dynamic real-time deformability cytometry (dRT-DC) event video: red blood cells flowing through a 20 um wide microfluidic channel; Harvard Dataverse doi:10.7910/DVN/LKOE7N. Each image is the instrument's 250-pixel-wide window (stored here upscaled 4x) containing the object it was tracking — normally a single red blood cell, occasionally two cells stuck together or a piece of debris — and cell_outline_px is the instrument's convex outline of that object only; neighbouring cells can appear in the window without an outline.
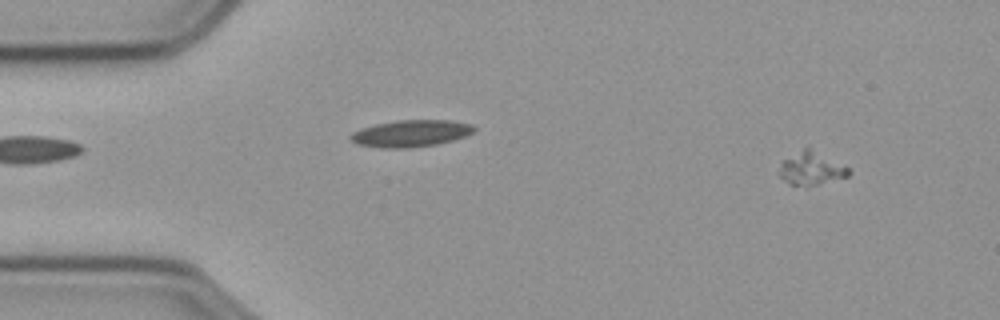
{"species": "common noctule bat (a hibernating species)", "species_latin": "Nyctalus noctula", "temperature_condition": "cold", "stored_images_in_passage": 58, "camera_frame_rate_fps": 3000, "um_per_image_px": 0.085, "animal": {"sex": "male", "body_mass_g": 23.1, "forearm_length_mm": 52.7}, "frame": {"image": 1, "passage_image": 5, "time_ms": 1.333, "image_size_px": [1000, 320], "cell_outline_px": [[852, 172], [848, 176], [816, 184], [788, 184], [776, 172], [780, 164], [784, 160], [804, 148], [808, 148], [848, 168]], "centroid_in_image_um": [68.9, 14.33], "position_along_channel_um": 16.1, "area_um2": 12.66}}
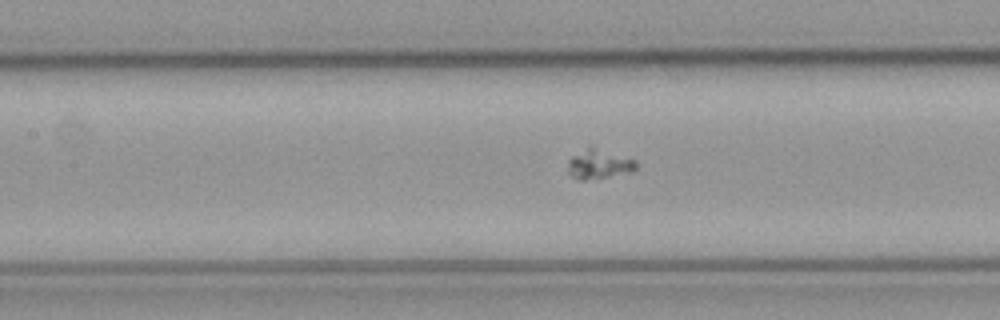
{"frame": {"image": 2, "passage_image": 25, "time_ms": 8.0, "image_size_px": [1000, 320], "cell_outline_px": [[636, 168], [632, 172], [584, 180], [580, 180], [572, 176], [568, 172], [568, 160], [572, 156], [588, 144], [592, 144], [636, 160]], "centroid_in_image_um": [50.9, 13.89], "position_along_channel_um": 156.5, "area_um2": 12.08}}
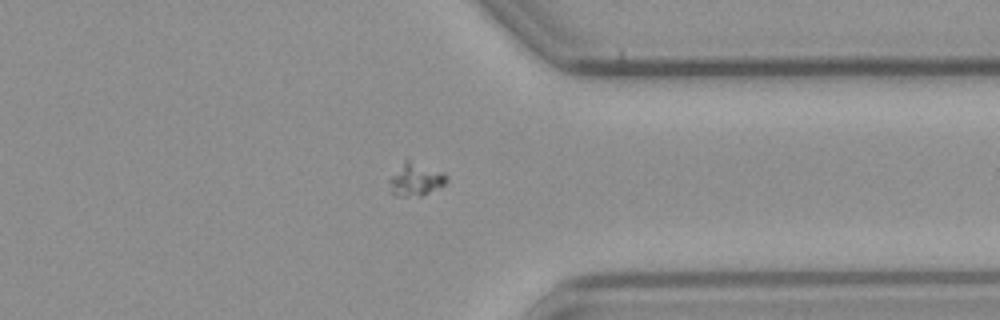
{"frame": {"image": 3, "passage_image": 44, "time_ms": 14.333, "image_size_px": [1000, 320], "cell_outline_px": [[448, 180], [444, 184], [424, 196], [404, 196], [392, 192], [388, 180], [408, 160], [444, 172], [448, 176]], "centroid_in_image_um": [35.4, 15.29], "position_along_channel_um": 376.0, "area_um2": 10.46}}